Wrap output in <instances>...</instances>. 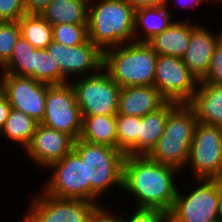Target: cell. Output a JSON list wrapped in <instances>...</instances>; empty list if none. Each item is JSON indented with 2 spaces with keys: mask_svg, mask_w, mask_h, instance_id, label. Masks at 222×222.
Instances as JSON below:
<instances>
[{
  "mask_svg": "<svg viewBox=\"0 0 222 222\" xmlns=\"http://www.w3.org/2000/svg\"><path fill=\"white\" fill-rule=\"evenodd\" d=\"M178 169L158 163L148 155H127L123 161L122 190L136 197L135 207L172 210Z\"/></svg>",
  "mask_w": 222,
  "mask_h": 222,
  "instance_id": "6da1fadb",
  "label": "cell"
},
{
  "mask_svg": "<svg viewBox=\"0 0 222 222\" xmlns=\"http://www.w3.org/2000/svg\"><path fill=\"white\" fill-rule=\"evenodd\" d=\"M134 19L127 0H96L88 5V39L102 51L135 42Z\"/></svg>",
  "mask_w": 222,
  "mask_h": 222,
  "instance_id": "7a4b0ae2",
  "label": "cell"
},
{
  "mask_svg": "<svg viewBox=\"0 0 222 222\" xmlns=\"http://www.w3.org/2000/svg\"><path fill=\"white\" fill-rule=\"evenodd\" d=\"M157 53L147 42H132L103 51V69L119 87L154 85Z\"/></svg>",
  "mask_w": 222,
  "mask_h": 222,
  "instance_id": "3957f363",
  "label": "cell"
},
{
  "mask_svg": "<svg viewBox=\"0 0 222 222\" xmlns=\"http://www.w3.org/2000/svg\"><path fill=\"white\" fill-rule=\"evenodd\" d=\"M197 123L194 109L188 103H178L169 112L164 132L148 156L180 171L187 164Z\"/></svg>",
  "mask_w": 222,
  "mask_h": 222,
  "instance_id": "277c9868",
  "label": "cell"
},
{
  "mask_svg": "<svg viewBox=\"0 0 222 222\" xmlns=\"http://www.w3.org/2000/svg\"><path fill=\"white\" fill-rule=\"evenodd\" d=\"M73 150L81 157L82 162H85L86 181H89V201L97 202L96 199L112 186L122 189L125 158L122 151L80 138L75 140Z\"/></svg>",
  "mask_w": 222,
  "mask_h": 222,
  "instance_id": "5b68a950",
  "label": "cell"
},
{
  "mask_svg": "<svg viewBox=\"0 0 222 222\" xmlns=\"http://www.w3.org/2000/svg\"><path fill=\"white\" fill-rule=\"evenodd\" d=\"M198 185L187 196L177 189L168 222H216L222 192L221 179H198Z\"/></svg>",
  "mask_w": 222,
  "mask_h": 222,
  "instance_id": "8992f818",
  "label": "cell"
},
{
  "mask_svg": "<svg viewBox=\"0 0 222 222\" xmlns=\"http://www.w3.org/2000/svg\"><path fill=\"white\" fill-rule=\"evenodd\" d=\"M78 79L76 78V81L74 80L70 84L73 86L82 115L117 114L121 87L112 80L104 69Z\"/></svg>",
  "mask_w": 222,
  "mask_h": 222,
  "instance_id": "52a82bcc",
  "label": "cell"
},
{
  "mask_svg": "<svg viewBox=\"0 0 222 222\" xmlns=\"http://www.w3.org/2000/svg\"><path fill=\"white\" fill-rule=\"evenodd\" d=\"M187 163L197 180H222V127L197 123Z\"/></svg>",
  "mask_w": 222,
  "mask_h": 222,
  "instance_id": "ba28073f",
  "label": "cell"
},
{
  "mask_svg": "<svg viewBox=\"0 0 222 222\" xmlns=\"http://www.w3.org/2000/svg\"><path fill=\"white\" fill-rule=\"evenodd\" d=\"M82 120L73 86L70 83L47 84L45 114L40 124L77 140L81 135Z\"/></svg>",
  "mask_w": 222,
  "mask_h": 222,
  "instance_id": "9c48e42d",
  "label": "cell"
},
{
  "mask_svg": "<svg viewBox=\"0 0 222 222\" xmlns=\"http://www.w3.org/2000/svg\"><path fill=\"white\" fill-rule=\"evenodd\" d=\"M198 85L182 58L157 55L154 86L167 101L189 103Z\"/></svg>",
  "mask_w": 222,
  "mask_h": 222,
  "instance_id": "30bf717a",
  "label": "cell"
},
{
  "mask_svg": "<svg viewBox=\"0 0 222 222\" xmlns=\"http://www.w3.org/2000/svg\"><path fill=\"white\" fill-rule=\"evenodd\" d=\"M22 222H88L97 202L56 198L46 193L34 197Z\"/></svg>",
  "mask_w": 222,
  "mask_h": 222,
  "instance_id": "8fae6325",
  "label": "cell"
},
{
  "mask_svg": "<svg viewBox=\"0 0 222 222\" xmlns=\"http://www.w3.org/2000/svg\"><path fill=\"white\" fill-rule=\"evenodd\" d=\"M53 173L46 182V194L56 198L84 199L89 201V181H86L85 162L72 150L61 160L47 167Z\"/></svg>",
  "mask_w": 222,
  "mask_h": 222,
  "instance_id": "7c38bea8",
  "label": "cell"
},
{
  "mask_svg": "<svg viewBox=\"0 0 222 222\" xmlns=\"http://www.w3.org/2000/svg\"><path fill=\"white\" fill-rule=\"evenodd\" d=\"M1 74V92L7 97L12 109L32 117L39 124L45 114L47 84L11 74Z\"/></svg>",
  "mask_w": 222,
  "mask_h": 222,
  "instance_id": "4fadbf2b",
  "label": "cell"
},
{
  "mask_svg": "<svg viewBox=\"0 0 222 222\" xmlns=\"http://www.w3.org/2000/svg\"><path fill=\"white\" fill-rule=\"evenodd\" d=\"M45 49L57 62L66 80L70 75L75 78L78 74L77 77L80 78L81 75L89 76L103 69V51L89 39L76 46H65L52 41Z\"/></svg>",
  "mask_w": 222,
  "mask_h": 222,
  "instance_id": "5bb4252c",
  "label": "cell"
},
{
  "mask_svg": "<svg viewBox=\"0 0 222 222\" xmlns=\"http://www.w3.org/2000/svg\"><path fill=\"white\" fill-rule=\"evenodd\" d=\"M74 142L71 136L38 124L25 151L34 163L46 169L70 153L74 148Z\"/></svg>",
  "mask_w": 222,
  "mask_h": 222,
  "instance_id": "9a60e30c",
  "label": "cell"
},
{
  "mask_svg": "<svg viewBox=\"0 0 222 222\" xmlns=\"http://www.w3.org/2000/svg\"><path fill=\"white\" fill-rule=\"evenodd\" d=\"M199 25H191V38L182 61L200 82L208 73L211 57L219 43V35Z\"/></svg>",
  "mask_w": 222,
  "mask_h": 222,
  "instance_id": "2e32d148",
  "label": "cell"
},
{
  "mask_svg": "<svg viewBox=\"0 0 222 222\" xmlns=\"http://www.w3.org/2000/svg\"><path fill=\"white\" fill-rule=\"evenodd\" d=\"M166 102L154 85L121 87L117 114L142 117Z\"/></svg>",
  "mask_w": 222,
  "mask_h": 222,
  "instance_id": "e0dca14e",
  "label": "cell"
},
{
  "mask_svg": "<svg viewBox=\"0 0 222 222\" xmlns=\"http://www.w3.org/2000/svg\"><path fill=\"white\" fill-rule=\"evenodd\" d=\"M188 104L194 109L199 123L222 127V84L199 83Z\"/></svg>",
  "mask_w": 222,
  "mask_h": 222,
  "instance_id": "ac0fdd59",
  "label": "cell"
},
{
  "mask_svg": "<svg viewBox=\"0 0 222 222\" xmlns=\"http://www.w3.org/2000/svg\"><path fill=\"white\" fill-rule=\"evenodd\" d=\"M190 38L191 24L186 21H174L147 43L158 55L182 58L189 46Z\"/></svg>",
  "mask_w": 222,
  "mask_h": 222,
  "instance_id": "d6986e66",
  "label": "cell"
},
{
  "mask_svg": "<svg viewBox=\"0 0 222 222\" xmlns=\"http://www.w3.org/2000/svg\"><path fill=\"white\" fill-rule=\"evenodd\" d=\"M178 103L167 101L161 108L139 117L138 155H148L162 136L169 112Z\"/></svg>",
  "mask_w": 222,
  "mask_h": 222,
  "instance_id": "ffe728a7",
  "label": "cell"
},
{
  "mask_svg": "<svg viewBox=\"0 0 222 222\" xmlns=\"http://www.w3.org/2000/svg\"><path fill=\"white\" fill-rule=\"evenodd\" d=\"M169 6L170 5H167V3H164L150 7H142L135 10V42H148L156 34L161 33L174 22L171 17L172 14H170L169 11H167L168 9H166ZM139 26H141L143 30L139 29ZM138 30H142L145 37L142 35L143 38H138Z\"/></svg>",
  "mask_w": 222,
  "mask_h": 222,
  "instance_id": "44dd1931",
  "label": "cell"
},
{
  "mask_svg": "<svg viewBox=\"0 0 222 222\" xmlns=\"http://www.w3.org/2000/svg\"><path fill=\"white\" fill-rule=\"evenodd\" d=\"M80 139L117 148L116 115H82Z\"/></svg>",
  "mask_w": 222,
  "mask_h": 222,
  "instance_id": "7402d4cb",
  "label": "cell"
},
{
  "mask_svg": "<svg viewBox=\"0 0 222 222\" xmlns=\"http://www.w3.org/2000/svg\"><path fill=\"white\" fill-rule=\"evenodd\" d=\"M88 5L82 0H52L42 17L51 25L87 24Z\"/></svg>",
  "mask_w": 222,
  "mask_h": 222,
  "instance_id": "603a6c76",
  "label": "cell"
},
{
  "mask_svg": "<svg viewBox=\"0 0 222 222\" xmlns=\"http://www.w3.org/2000/svg\"><path fill=\"white\" fill-rule=\"evenodd\" d=\"M35 50L36 48L20 35L14 45L10 60L2 67V73L34 79Z\"/></svg>",
  "mask_w": 222,
  "mask_h": 222,
  "instance_id": "cb8c5ba5",
  "label": "cell"
},
{
  "mask_svg": "<svg viewBox=\"0 0 222 222\" xmlns=\"http://www.w3.org/2000/svg\"><path fill=\"white\" fill-rule=\"evenodd\" d=\"M38 124L39 123L29 115L15 109H11L9 117L5 121L0 133L6 136L7 139L20 143L25 150V148L30 144Z\"/></svg>",
  "mask_w": 222,
  "mask_h": 222,
  "instance_id": "d4e9b609",
  "label": "cell"
},
{
  "mask_svg": "<svg viewBox=\"0 0 222 222\" xmlns=\"http://www.w3.org/2000/svg\"><path fill=\"white\" fill-rule=\"evenodd\" d=\"M18 23L21 35L36 49H45L53 41L52 26L42 16L25 14Z\"/></svg>",
  "mask_w": 222,
  "mask_h": 222,
  "instance_id": "484cf974",
  "label": "cell"
},
{
  "mask_svg": "<svg viewBox=\"0 0 222 222\" xmlns=\"http://www.w3.org/2000/svg\"><path fill=\"white\" fill-rule=\"evenodd\" d=\"M117 149L125 156L138 155L139 117L116 114Z\"/></svg>",
  "mask_w": 222,
  "mask_h": 222,
  "instance_id": "4316f807",
  "label": "cell"
},
{
  "mask_svg": "<svg viewBox=\"0 0 222 222\" xmlns=\"http://www.w3.org/2000/svg\"><path fill=\"white\" fill-rule=\"evenodd\" d=\"M34 80L49 85L68 83L62 75L57 62L53 60L46 49L35 50Z\"/></svg>",
  "mask_w": 222,
  "mask_h": 222,
  "instance_id": "83f0119b",
  "label": "cell"
},
{
  "mask_svg": "<svg viewBox=\"0 0 222 222\" xmlns=\"http://www.w3.org/2000/svg\"><path fill=\"white\" fill-rule=\"evenodd\" d=\"M53 41L65 46H76L88 40L87 24H58L52 26Z\"/></svg>",
  "mask_w": 222,
  "mask_h": 222,
  "instance_id": "f1b7e54d",
  "label": "cell"
},
{
  "mask_svg": "<svg viewBox=\"0 0 222 222\" xmlns=\"http://www.w3.org/2000/svg\"><path fill=\"white\" fill-rule=\"evenodd\" d=\"M20 35L18 21L0 22V68L10 60L14 45Z\"/></svg>",
  "mask_w": 222,
  "mask_h": 222,
  "instance_id": "f546056e",
  "label": "cell"
},
{
  "mask_svg": "<svg viewBox=\"0 0 222 222\" xmlns=\"http://www.w3.org/2000/svg\"><path fill=\"white\" fill-rule=\"evenodd\" d=\"M131 217L123 218L121 222H168V214L158 208L135 207Z\"/></svg>",
  "mask_w": 222,
  "mask_h": 222,
  "instance_id": "4dcf8cb0",
  "label": "cell"
},
{
  "mask_svg": "<svg viewBox=\"0 0 222 222\" xmlns=\"http://www.w3.org/2000/svg\"><path fill=\"white\" fill-rule=\"evenodd\" d=\"M25 14L24 0H0V22L19 21Z\"/></svg>",
  "mask_w": 222,
  "mask_h": 222,
  "instance_id": "1f68e13d",
  "label": "cell"
},
{
  "mask_svg": "<svg viewBox=\"0 0 222 222\" xmlns=\"http://www.w3.org/2000/svg\"><path fill=\"white\" fill-rule=\"evenodd\" d=\"M199 83L222 84V44L218 43L211 57L208 73Z\"/></svg>",
  "mask_w": 222,
  "mask_h": 222,
  "instance_id": "d6a6232c",
  "label": "cell"
},
{
  "mask_svg": "<svg viewBox=\"0 0 222 222\" xmlns=\"http://www.w3.org/2000/svg\"><path fill=\"white\" fill-rule=\"evenodd\" d=\"M99 204L91 213L88 222H121V216L116 217Z\"/></svg>",
  "mask_w": 222,
  "mask_h": 222,
  "instance_id": "836d02e7",
  "label": "cell"
},
{
  "mask_svg": "<svg viewBox=\"0 0 222 222\" xmlns=\"http://www.w3.org/2000/svg\"><path fill=\"white\" fill-rule=\"evenodd\" d=\"M52 0H24L25 13L28 15H39L46 11Z\"/></svg>",
  "mask_w": 222,
  "mask_h": 222,
  "instance_id": "e575fe53",
  "label": "cell"
},
{
  "mask_svg": "<svg viewBox=\"0 0 222 222\" xmlns=\"http://www.w3.org/2000/svg\"><path fill=\"white\" fill-rule=\"evenodd\" d=\"M11 109L12 107L10 106L7 97L2 92H0V131L3 129Z\"/></svg>",
  "mask_w": 222,
  "mask_h": 222,
  "instance_id": "d590c367",
  "label": "cell"
},
{
  "mask_svg": "<svg viewBox=\"0 0 222 222\" xmlns=\"http://www.w3.org/2000/svg\"><path fill=\"white\" fill-rule=\"evenodd\" d=\"M171 0H127V2L136 10L142 7H150L168 3Z\"/></svg>",
  "mask_w": 222,
  "mask_h": 222,
  "instance_id": "8d00e7d4",
  "label": "cell"
},
{
  "mask_svg": "<svg viewBox=\"0 0 222 222\" xmlns=\"http://www.w3.org/2000/svg\"><path fill=\"white\" fill-rule=\"evenodd\" d=\"M179 1H181V2H183L184 0H179ZM204 1H209V0H185L184 2V4L183 3H181L183 6H187V8L190 6V8L191 7H193V8H195L194 6L196 5V4H199V3H204ZM177 2V1H176ZM177 3H179V2H177Z\"/></svg>",
  "mask_w": 222,
  "mask_h": 222,
  "instance_id": "74e56055",
  "label": "cell"
},
{
  "mask_svg": "<svg viewBox=\"0 0 222 222\" xmlns=\"http://www.w3.org/2000/svg\"><path fill=\"white\" fill-rule=\"evenodd\" d=\"M218 221L222 222V192H221V197L219 201Z\"/></svg>",
  "mask_w": 222,
  "mask_h": 222,
  "instance_id": "f35d334b",
  "label": "cell"
},
{
  "mask_svg": "<svg viewBox=\"0 0 222 222\" xmlns=\"http://www.w3.org/2000/svg\"><path fill=\"white\" fill-rule=\"evenodd\" d=\"M84 1L87 5H90L91 3L95 2L96 0H82Z\"/></svg>",
  "mask_w": 222,
  "mask_h": 222,
  "instance_id": "ab89813d",
  "label": "cell"
},
{
  "mask_svg": "<svg viewBox=\"0 0 222 222\" xmlns=\"http://www.w3.org/2000/svg\"><path fill=\"white\" fill-rule=\"evenodd\" d=\"M219 43L222 44V30L219 31Z\"/></svg>",
  "mask_w": 222,
  "mask_h": 222,
  "instance_id": "60d3db41",
  "label": "cell"
},
{
  "mask_svg": "<svg viewBox=\"0 0 222 222\" xmlns=\"http://www.w3.org/2000/svg\"><path fill=\"white\" fill-rule=\"evenodd\" d=\"M2 77H0V92H1V85H2Z\"/></svg>",
  "mask_w": 222,
  "mask_h": 222,
  "instance_id": "b9f144b4",
  "label": "cell"
},
{
  "mask_svg": "<svg viewBox=\"0 0 222 222\" xmlns=\"http://www.w3.org/2000/svg\"><path fill=\"white\" fill-rule=\"evenodd\" d=\"M213 2H215V1H217L216 3H218V1H221L222 2V0H212Z\"/></svg>",
  "mask_w": 222,
  "mask_h": 222,
  "instance_id": "7bdbcfd3",
  "label": "cell"
}]
</instances>
